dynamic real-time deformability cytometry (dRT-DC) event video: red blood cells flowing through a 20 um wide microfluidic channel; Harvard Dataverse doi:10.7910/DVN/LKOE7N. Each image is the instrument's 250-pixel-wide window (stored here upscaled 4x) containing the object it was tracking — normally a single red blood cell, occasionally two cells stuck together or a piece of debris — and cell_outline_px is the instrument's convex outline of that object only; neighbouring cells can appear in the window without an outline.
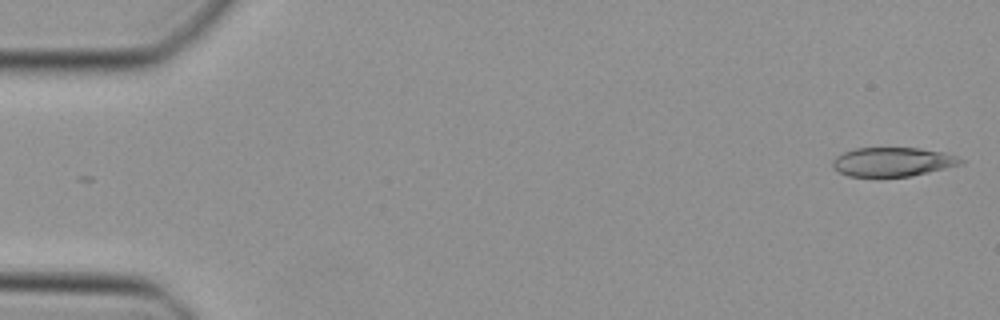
{"species": "Egyptian fruit bat (a non-hibernating species)", "species_latin": "Rousettus aegyptiacus", "temperature_condition": "cold", "stored_images_in_passage": 40, "camera_frame_rate_fps": 3000, "um_per_image_px": 0.085, "animal": {"sex": "female"}, "frame": {"image": 1, "passage_image": 1, "time_ms": 0.0, "image_size_px": [1000, 320], "cell_outline_px": [[964, 164], [928, 172], [908, 176], [848, 176], [840, 172], [832, 164], [832, 160], [836, 156], [844, 152], [856, 148], [920, 148], [944, 152], [956, 156], [964, 160]], "centroid_in_image_um": [75.91, 13.75], "position_along_channel_um": 9.1, "area_um2": 21.5}}
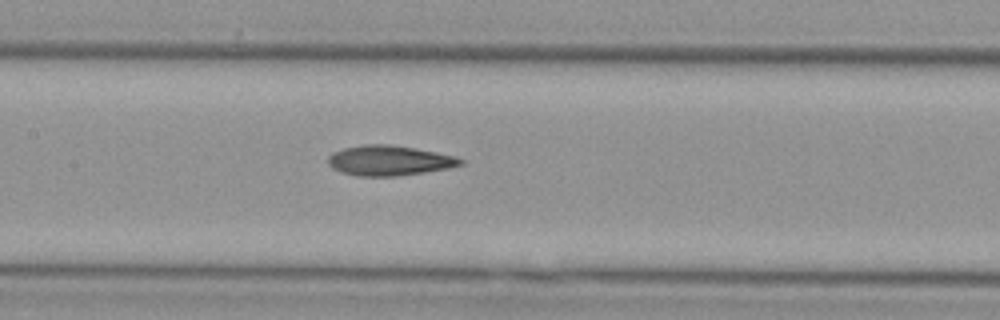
{"frame": {"image": 2, "passage_image": 22, "time_ms": 7.0, "image_size_px": [1000, 320], "cell_outline_px": [[464, 164], [448, 168], [424, 172], [396, 176], [356, 176], [340, 172], [332, 168], [328, 164], [328, 156], [332, 152], [344, 148], [364, 144], [388, 144], [436, 152], [456, 156], [464, 160]], "centroid_in_image_um": [33.06, 13.65], "position_along_channel_um": 174.3, "area_um2": 23.24}}
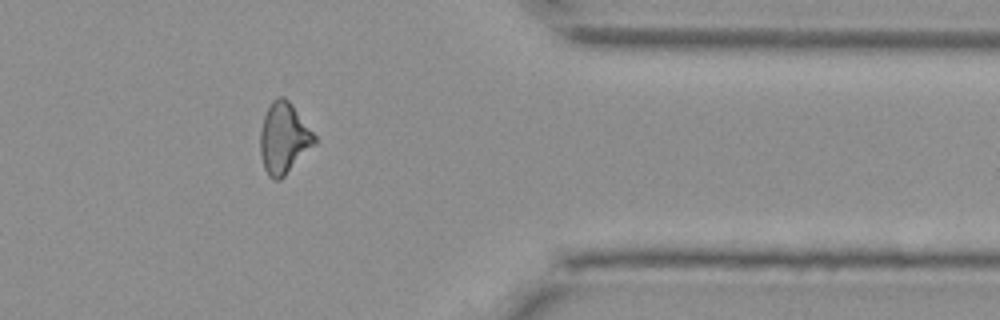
{"frame": {"image": 3, "passage_image": 38, "time_ms": 12.333, "image_size_px": [1000, 320], "cell_outline_px": [[316, 144], [280, 180], [272, 180], [268, 176], [264, 168], [260, 156], [260, 132], [264, 116], [272, 100], [276, 96], [284, 96], [292, 104], [316, 136]], "centroid_in_image_um": [24.12, 11.76], "position_along_channel_um": 387.3, "area_um2": 22.54}}